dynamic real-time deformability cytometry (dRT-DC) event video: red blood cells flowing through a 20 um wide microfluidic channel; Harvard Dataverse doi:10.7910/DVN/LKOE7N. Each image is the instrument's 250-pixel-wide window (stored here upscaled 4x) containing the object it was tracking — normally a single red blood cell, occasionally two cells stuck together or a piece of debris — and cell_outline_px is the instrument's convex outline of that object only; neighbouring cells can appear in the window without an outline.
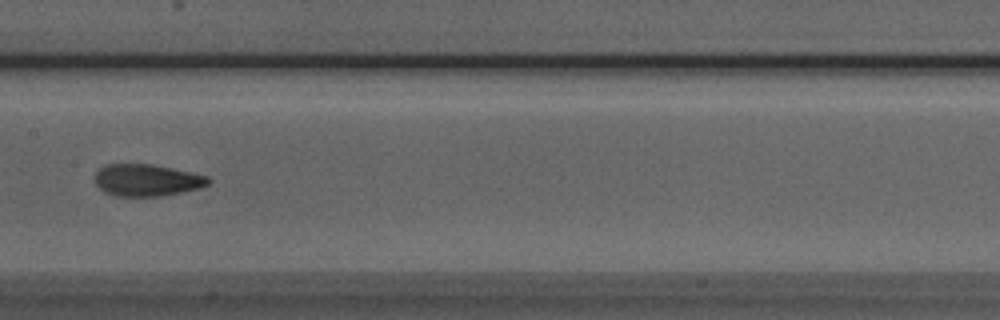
{"species": "Egyptian fruit bat (a non-hibernating species)", "species_latin": "Rousettus aegyptiacus", "temperature_condition": "room temperature", "stored_images_in_passage": 8, "camera_frame_rate_fps": 3000, "um_per_image_px": 0.085, "animal": {"sex": "male"}, "frame": {"image": 1, "passage_image": 7, "time_ms": 7.0, "image_size_px": [1000, 320], "cell_outline_px": [[212, 180], [208, 184], [200, 188], [164, 196], [112, 196], [104, 192], [96, 184], [96, 172], [104, 164], [152, 164], [172, 168], [208, 176]], "centroid_in_image_um": [12.49, 15.32], "position_along_channel_um": 194.9, "area_um2": 21.21}}
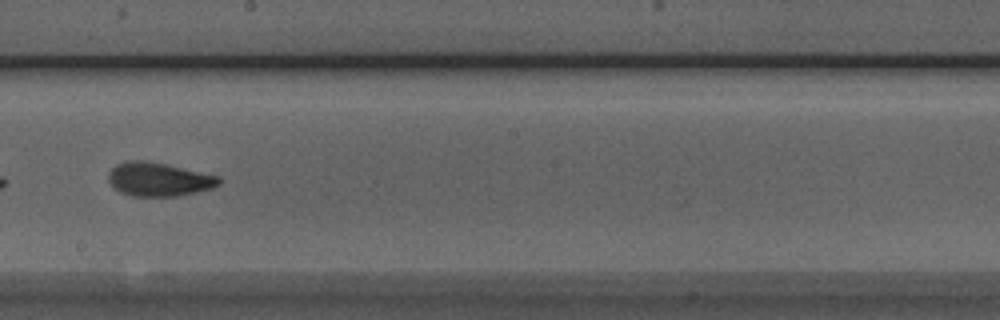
{"frame": {"image": 2, "passage_image": 8, "time_ms": 8.0, "image_size_px": [1000, 320], "cell_outline_px": [[220, 184], [212, 188], [196, 192], [176, 196], [132, 196], [120, 192], [108, 180], [108, 176], [112, 168], [116, 164], [124, 160], [144, 160], [164, 164], [220, 176]], "centroid_in_image_um": [13.48, 15.24], "position_along_channel_um": 234.7, "area_um2": 21.56}}